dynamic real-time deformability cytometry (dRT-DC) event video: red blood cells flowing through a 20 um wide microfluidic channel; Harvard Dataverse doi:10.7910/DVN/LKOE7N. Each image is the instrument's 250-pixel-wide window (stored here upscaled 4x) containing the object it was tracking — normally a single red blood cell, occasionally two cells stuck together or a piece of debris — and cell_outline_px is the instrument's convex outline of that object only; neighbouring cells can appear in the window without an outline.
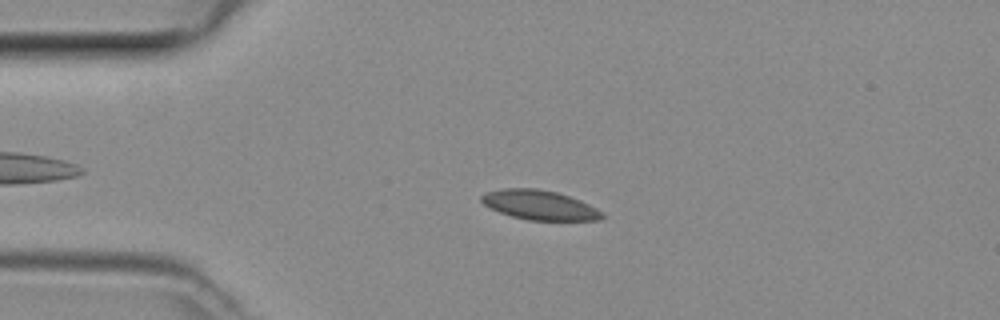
{"species": "common noctule bat (a hibernating species)", "species_latin": "Nyctalus noctula", "temperature_condition": "room temperature", "stored_images_in_passage": 38, "camera_frame_rate_fps": 3000, "um_per_image_px": 0.085, "animal": {"sex": "female", "body_mass_g": 29.2, "forearm_length_mm": 56.3}, "frame": {"image": 1, "passage_image": 8, "time_ms": 2.333, "image_size_px": [1000, 320], "cell_outline_px": [[604, 216], [600, 220], [528, 220], [512, 216], [500, 212], [484, 204], [480, 200], [480, 196], [484, 192], [504, 188], [536, 188], [556, 192], [580, 200], [604, 212]], "centroid_in_image_um": [45.85, 17.42], "position_along_channel_um": 39.1, "area_um2": 20.69}}
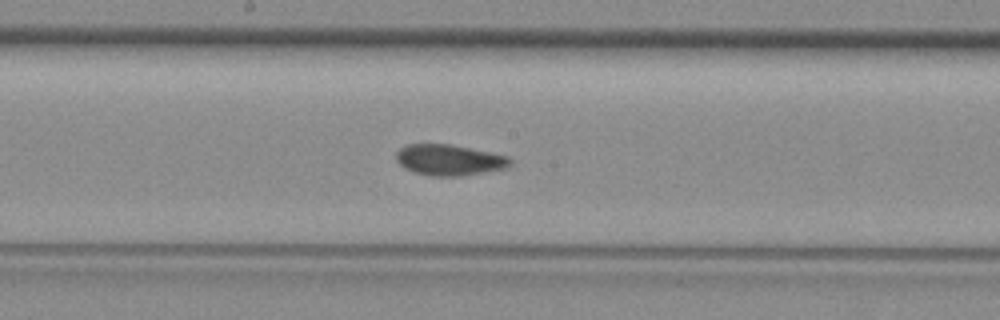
{"frame": {"image": 2, "passage_image": 22, "time_ms": 7.0, "image_size_px": [1000, 320], "cell_outline_px": [[512, 164], [508, 168], [460, 176], [428, 176], [412, 172], [404, 168], [396, 160], [396, 152], [400, 148], [408, 144], [448, 144], [492, 152], [508, 156], [512, 160]], "centroid_in_image_um": [38.19, 13.6], "position_along_channel_um": 210.0, "area_um2": 20.75}}
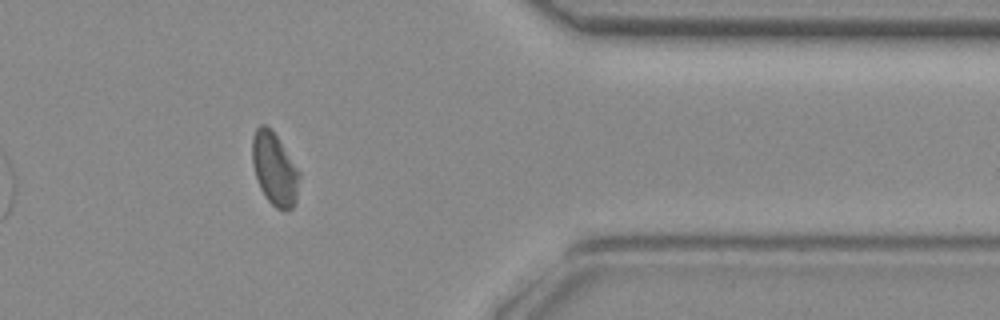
{"frame": {"image": 3, "passage_image": 36, "time_ms": 11.667, "image_size_px": [1000, 320], "cell_outline_px": [[300, 176], [296, 200], [292, 208], [288, 212], [284, 212], [276, 208], [268, 200], [260, 188], [252, 164], [252, 136], [256, 128], [260, 124], [264, 124], [276, 136]], "centroid_in_image_um": [23.31, 14.42], "position_along_channel_um": 388.1, "area_um2": 19.48}}